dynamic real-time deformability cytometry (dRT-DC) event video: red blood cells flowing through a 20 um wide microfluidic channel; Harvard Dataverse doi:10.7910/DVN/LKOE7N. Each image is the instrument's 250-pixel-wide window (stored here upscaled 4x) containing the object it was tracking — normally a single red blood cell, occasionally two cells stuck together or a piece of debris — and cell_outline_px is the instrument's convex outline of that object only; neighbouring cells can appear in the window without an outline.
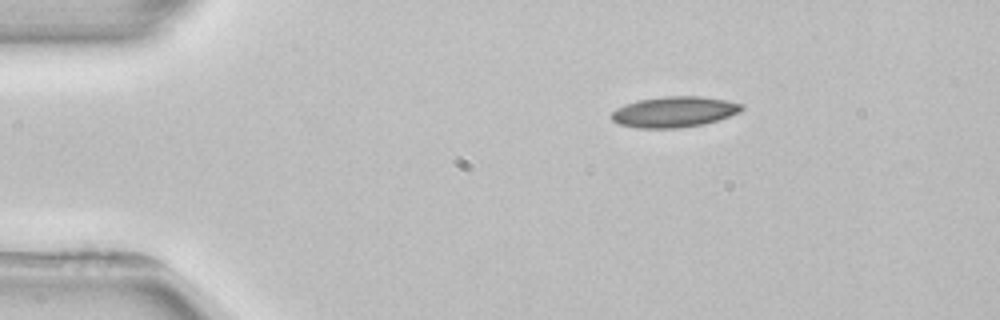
{"species": "common noctule bat (a hibernating species)", "species_latin": "Nyctalus noctula", "temperature_condition": "room temperature", "stored_images_in_passage": 2, "camera_frame_rate_fps": 3000, "um_per_image_px": 0.085, "animal": {"sex": "female", "body_mass_g": 22.7, "forearm_length_mm": 54.2}, "frame": {"image": 1, "passage_image": 1, "time_ms": 0.0, "image_size_px": [1000, 320], "cell_outline_px": [[744, 108], [740, 112], [704, 124], [680, 128], [636, 128], [620, 124], [612, 120], [612, 112], [616, 108], [624, 104], [640, 100], [664, 96], [700, 96], [724, 100], [744, 104]], "centroid_in_image_um": [57.3, 9.51], "position_along_channel_um": 27.7, "area_um2": 23.24}}